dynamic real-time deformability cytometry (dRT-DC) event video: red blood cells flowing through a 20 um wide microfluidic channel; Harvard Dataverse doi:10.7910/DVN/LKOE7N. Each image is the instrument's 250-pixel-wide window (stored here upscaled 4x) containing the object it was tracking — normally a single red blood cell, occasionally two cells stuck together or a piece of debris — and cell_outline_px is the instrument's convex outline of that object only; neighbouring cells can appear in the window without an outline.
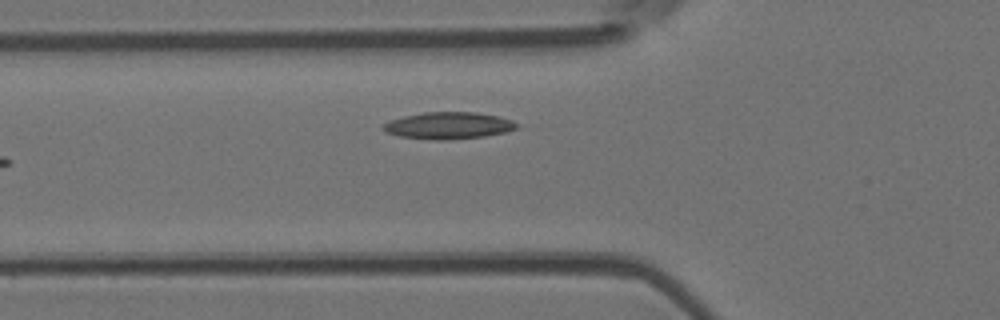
{"species": "Egyptian fruit bat (a non-hibernating species)", "species_latin": "Rousettus aegyptiacus", "temperature_condition": "room temperature", "stored_images_in_passage": 3, "camera_frame_rate_fps": 3000, "um_per_image_px": 0.085, "animal": {"sex": "female"}, "frame": {"image": 1, "passage_image": 3, "time_ms": 3.0, "image_size_px": [1000, 320], "cell_outline_px": [[516, 128], [504, 132], [484, 136], [448, 140], [436, 140], [400, 136], [384, 132], [380, 128], [384, 124], [392, 120], [404, 116], [424, 112], [476, 112], [496, 116], [512, 120], [516, 124]], "centroid_in_image_um": [38.07, 10.67], "position_along_channel_um": 87.7, "area_um2": 20.69}}